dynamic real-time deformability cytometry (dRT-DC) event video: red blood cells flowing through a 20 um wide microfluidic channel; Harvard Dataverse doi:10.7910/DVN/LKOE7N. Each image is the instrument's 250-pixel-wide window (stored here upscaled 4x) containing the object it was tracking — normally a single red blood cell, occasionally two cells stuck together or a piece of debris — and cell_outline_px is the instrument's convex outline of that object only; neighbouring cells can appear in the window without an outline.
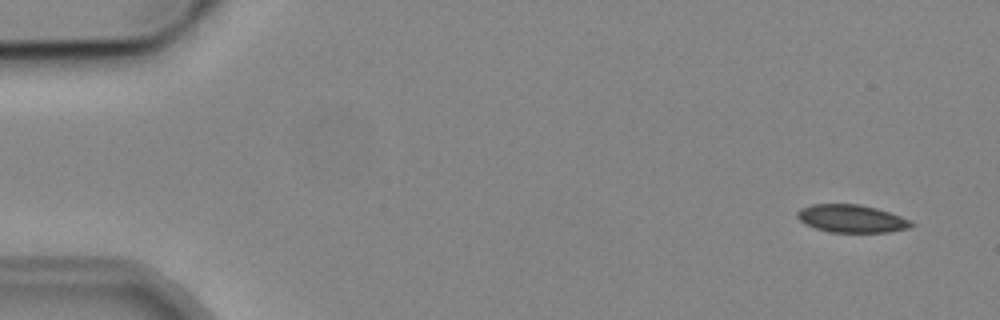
{"species": "common noctule bat (a hibernating species)", "species_latin": "Nyctalus noctula", "temperature_condition": "cold", "stored_images_in_passage": 5, "camera_frame_rate_fps": 3000, "um_per_image_px": 0.085, "animal": {"sex": "male", "body_mass_g": 19.2, "forearm_length_mm": 51.8}, "frame": {"image": 1, "passage_image": 1, "time_ms": 0.0, "image_size_px": [1000, 320], "cell_outline_px": [[916, 224], [908, 228], [888, 232], [828, 232], [804, 224], [796, 216], [796, 212], [800, 208], [812, 204], [860, 204], [876, 208], [900, 216]], "centroid_in_image_um": [72.34, 18.58], "position_along_channel_um": 12.7, "area_um2": 18.44}}